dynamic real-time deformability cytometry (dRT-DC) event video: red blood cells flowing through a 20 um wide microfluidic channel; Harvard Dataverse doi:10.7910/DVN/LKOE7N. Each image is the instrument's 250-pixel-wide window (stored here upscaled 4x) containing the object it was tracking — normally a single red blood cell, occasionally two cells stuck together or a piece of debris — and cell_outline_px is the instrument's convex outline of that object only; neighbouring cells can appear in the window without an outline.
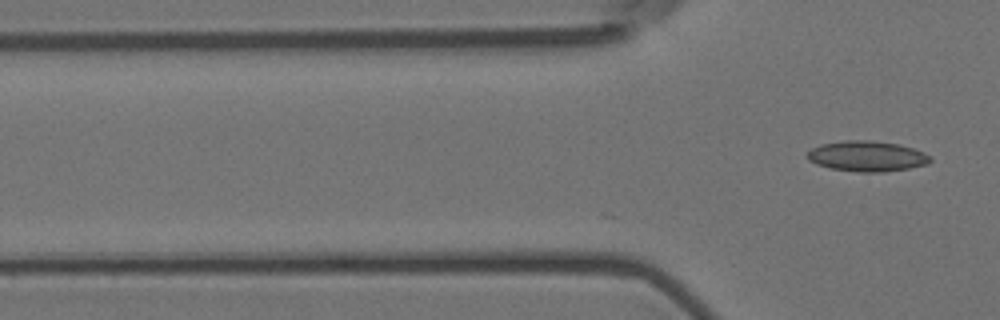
{"species": "Egyptian fruit bat (a non-hibernating species)", "species_latin": "Rousettus aegyptiacus", "temperature_condition": "room temperature", "stored_images_in_passage": 2, "camera_frame_rate_fps": 3000, "um_per_image_px": 0.085, "animal": {"sex": "female"}, "frame": {"image": 1, "passage_image": 2, "time_ms": 0.333, "image_size_px": [1000, 320], "cell_outline_px": [[932, 160], [928, 164], [908, 168], [880, 172], [860, 172], [832, 168], [816, 164], [808, 160], [808, 152], [812, 148], [820, 144], [844, 140], [872, 140], [900, 144], [924, 152], [932, 156]], "centroid_in_image_um": [73.72, 13.26], "position_along_channel_um": 52.1, "area_um2": 21.85}}